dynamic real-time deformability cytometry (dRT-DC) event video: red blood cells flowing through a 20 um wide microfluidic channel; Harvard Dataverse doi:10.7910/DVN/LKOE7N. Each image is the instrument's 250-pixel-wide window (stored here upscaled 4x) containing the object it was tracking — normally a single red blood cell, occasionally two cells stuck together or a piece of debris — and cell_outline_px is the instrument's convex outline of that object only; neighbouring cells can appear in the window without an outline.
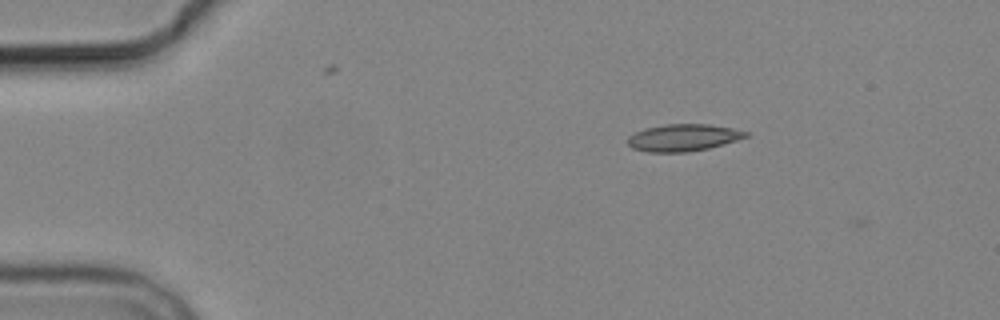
{"species": "common noctule bat (a hibernating species)", "species_latin": "Nyctalus noctula", "temperature_condition": "cold", "stored_images_in_passage": 3, "camera_frame_rate_fps": 3000, "um_per_image_px": 0.085, "animal": {"sex": "male", "body_mass_g": 19.2, "forearm_length_mm": 51.8}, "frame": {"image": 1, "passage_image": 1, "time_ms": 0.0, "image_size_px": [1000, 320], "cell_outline_px": [[748, 136], [736, 140], [708, 148], [688, 152], [648, 152], [632, 148], [628, 144], [628, 136], [644, 128], [664, 124], [708, 124], [732, 128], [748, 132]], "centroid_in_image_um": [58.04, 11.69], "position_along_channel_um": 27.0, "area_um2": 18.5}}